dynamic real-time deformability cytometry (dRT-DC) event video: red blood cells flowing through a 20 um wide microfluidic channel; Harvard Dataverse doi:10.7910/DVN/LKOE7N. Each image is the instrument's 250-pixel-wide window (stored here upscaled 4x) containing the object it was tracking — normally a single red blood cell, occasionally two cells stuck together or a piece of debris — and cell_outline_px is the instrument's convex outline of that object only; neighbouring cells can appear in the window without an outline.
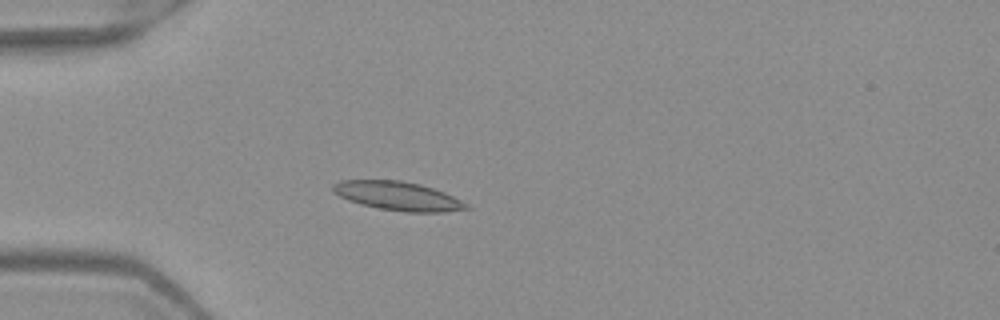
{"species": "Egyptian fruit bat (a non-hibernating species)", "species_latin": "Rousettus aegyptiacus", "temperature_condition": "warm", "stored_images_in_passage": 1, "camera_frame_rate_fps": 3000, "um_per_image_px": 0.085, "frame": {"image": 1, "passage_image": 1, "time_ms": 0.0, "image_size_px": [1000, 320], "cell_outline_px": [[472, 208], [444, 212], [408, 212], [380, 208], [360, 204], [348, 200], [332, 192], [332, 184], [340, 180], [400, 180], [420, 184], [444, 192], [468, 204]], "centroid_in_image_um": [33.8, 16.65], "position_along_channel_um": 51.2, "area_um2": 22.31}}